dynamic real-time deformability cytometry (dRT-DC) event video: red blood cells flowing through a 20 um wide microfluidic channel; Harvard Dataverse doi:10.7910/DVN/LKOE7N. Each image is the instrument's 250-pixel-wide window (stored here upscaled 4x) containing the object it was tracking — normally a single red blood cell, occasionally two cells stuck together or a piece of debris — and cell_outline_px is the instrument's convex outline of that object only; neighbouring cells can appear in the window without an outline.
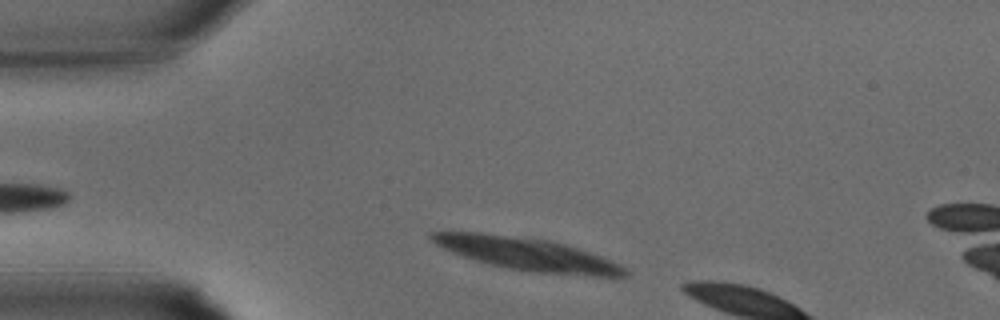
{"species": "common noctule bat (a hibernating species)", "species_latin": "Nyctalus noctula", "temperature_condition": "warm", "stored_images_in_passage": 4, "camera_frame_rate_fps": 3000, "um_per_image_px": 0.085, "animal": {"sex": "male", "body_mass_g": 15.6}, "frame": {"image": 1, "passage_image": 2, "time_ms": 0.333, "image_size_px": [1000, 320], "cell_outline_px": [[628, 276], [592, 276], [536, 272], [508, 268], [476, 260], [452, 252], [436, 244], [428, 236], [428, 232], [480, 232], [548, 240], [564, 244], [600, 256], [624, 268], [628, 272]], "centroid_in_image_um": [44.77, 21.58], "position_along_channel_um": 40.2, "area_um2": 35.89}}